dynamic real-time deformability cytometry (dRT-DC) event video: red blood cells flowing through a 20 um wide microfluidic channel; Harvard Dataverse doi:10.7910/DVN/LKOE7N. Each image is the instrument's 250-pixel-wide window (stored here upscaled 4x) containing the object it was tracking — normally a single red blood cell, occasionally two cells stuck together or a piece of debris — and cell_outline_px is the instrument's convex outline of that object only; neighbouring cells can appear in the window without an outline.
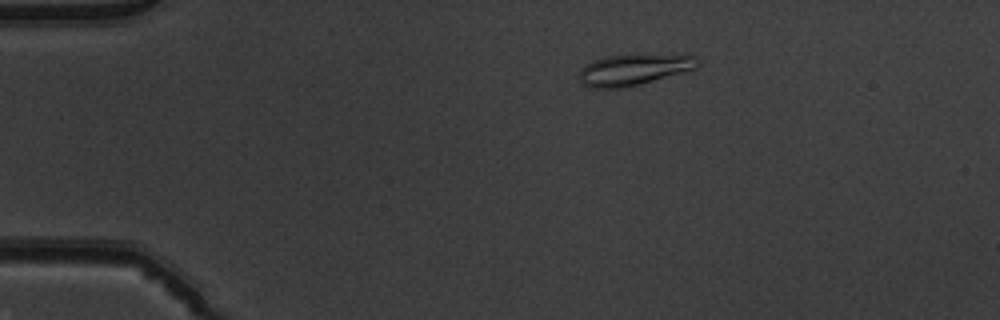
{"species": "common noctule bat (a hibernating species)", "species_latin": "Nyctalus noctula", "temperature_condition": "warm", "stored_images_in_passage": 45, "camera_frame_rate_fps": 3000, "um_per_image_px": 0.085, "animal": {"sex": "male", "body_mass_g": 19.5, "forearm_length_mm": 54.6}, "frame": {"image": 1, "passage_image": 3, "time_ms": 0.667, "image_size_px": [1000, 320], "cell_outline_px": [[700, 64], [696, 68], [640, 84], [624, 88], [588, 88], [580, 80], [580, 68], [584, 64], [592, 60], [604, 56], [696, 56], [700, 60]], "centroid_in_image_um": [53.79, 5.95], "position_along_channel_um": 31.2, "area_um2": 20.92}}
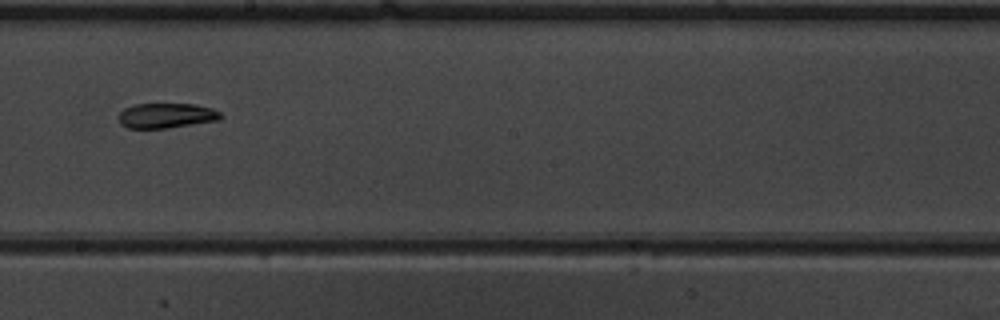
{"frame": {"image": 2, "passage_image": 23, "time_ms": 7.333, "image_size_px": [1000, 320], "cell_outline_px": [[224, 116], [220, 120], [168, 128], [128, 128], [120, 124], [120, 112], [124, 108], [132, 104], [196, 104], [212, 108], [220, 112]], "centroid_in_image_um": [14.17, 9.82], "position_along_channel_um": 234.0, "area_um2": 14.97}}
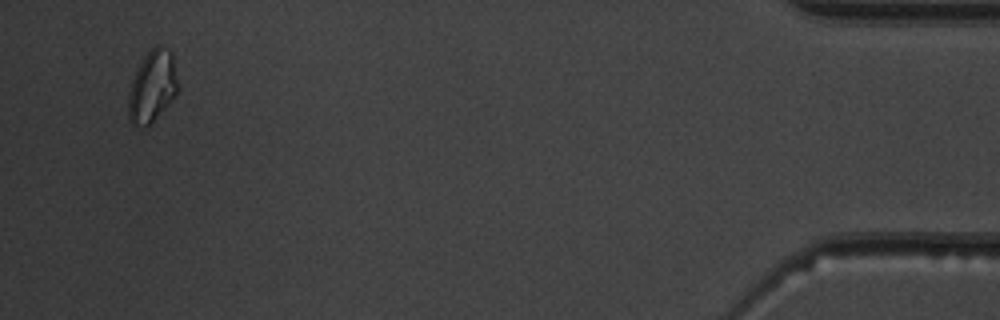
{"frame": {"image": 3, "passage_image": 43, "time_ms": 14.0, "image_size_px": [1000, 320], "cell_outline_px": [[176, 92], [168, 104], [144, 128], [140, 128], [132, 124], [128, 120], [128, 92], [132, 80], [140, 60], [156, 44], [172, 52], [176, 76]], "centroid_in_image_um": [12.89, 7.35], "position_along_channel_um": 422.3, "area_um2": 20.35}, "authors_computed_cell_mechanics": {"area_um2": 16.2996, "velocity_mm_per_s": 3.9308, "shape_relaxation_time_tau1_ms": null, "shape_relaxation_time_tau2_ms": 4.5096, "deformation_change_tau1": null, "deformation_change_tau2": 0.1008}}